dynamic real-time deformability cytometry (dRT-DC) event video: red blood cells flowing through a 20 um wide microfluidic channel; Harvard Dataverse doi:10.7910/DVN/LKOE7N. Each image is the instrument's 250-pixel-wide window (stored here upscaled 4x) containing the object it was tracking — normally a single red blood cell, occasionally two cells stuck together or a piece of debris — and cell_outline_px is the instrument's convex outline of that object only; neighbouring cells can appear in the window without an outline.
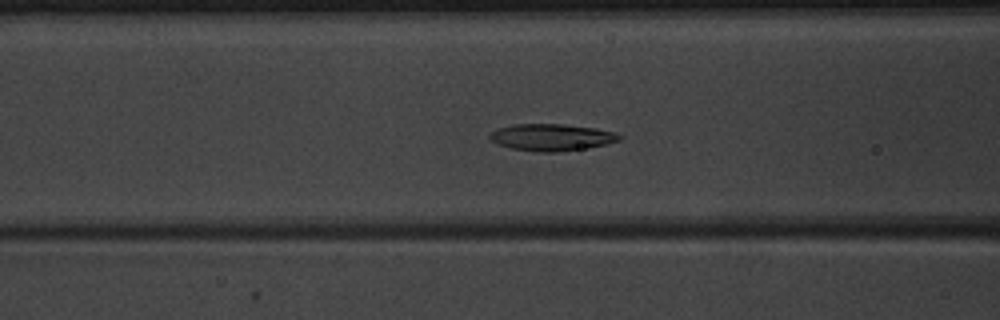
{"species": "common noctule bat (a hibernating species)", "species_latin": "Nyctalus noctula", "temperature_condition": "warm", "stored_images_in_passage": 41, "segment_of_instrument_passage": [1, 2], "camera_frame_rate_fps": 3000, "um_per_image_px": 0.085, "animal": {"sex": "male", "body_mass_g": 20.1, "forearm_length_mm": 53.5}, "frame": {"image": 1, "passage_image": 10, "time_ms": 3.0, "image_size_px": [1000, 320], "cell_outline_px": [[624, 136], [620, 140], [588, 148], [556, 152], [540, 152], [512, 148], [500, 144], [492, 140], [488, 136], [492, 132], [500, 128], [512, 124], [564, 124], [596, 128], [616, 132]], "centroid_in_image_um": [46.95, 11.66], "position_along_channel_um": 119.7, "area_um2": 20.17}}
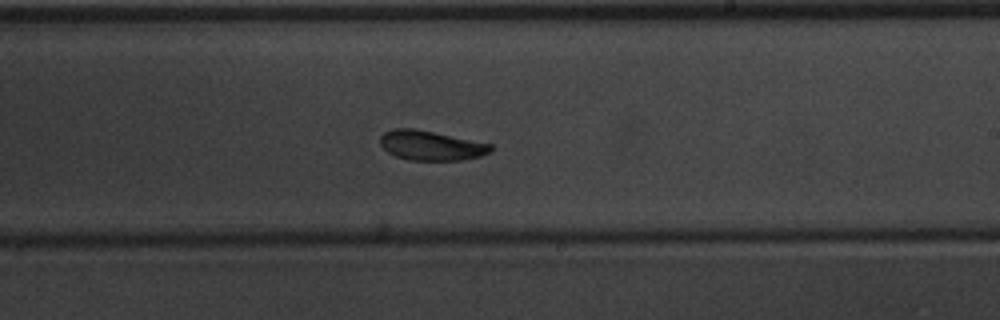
{"frame": {"image": 2, "passage_image": 20, "time_ms": 6.333, "image_size_px": [1000, 320], "cell_outline_px": [[492, 152], [480, 156], [460, 160], [408, 160], [396, 156], [388, 152], [380, 144], [380, 136], [384, 132], [392, 128], [416, 128], [492, 144]], "centroid_in_image_um": [36.62, 12.36], "position_along_channel_um": 252.4, "area_um2": 19.19}}
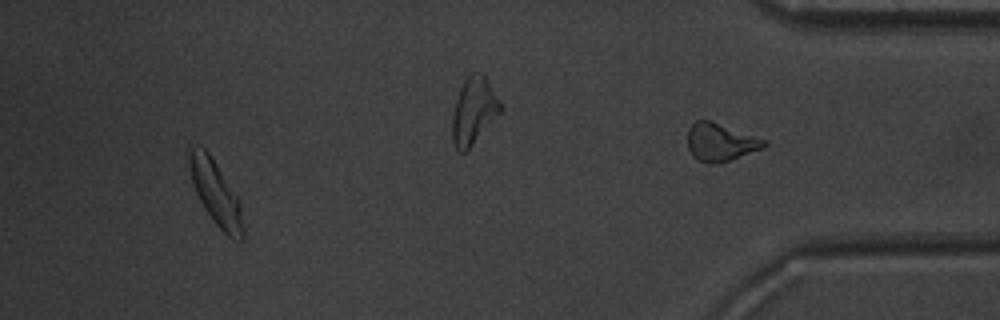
{"frame": {"image": 3, "passage_image": 37, "time_ms": 12.0, "image_size_px": [1000, 320], "cell_outline_px": [[244, 240], [232, 240], [216, 224], [204, 208], [196, 192], [184, 160], [184, 152], [192, 148], [204, 148], [208, 152], [240, 200], [244, 228]], "centroid_in_image_um": [18.3, 16.39], "position_along_channel_um": 416.9, "area_um2": 20.46}}